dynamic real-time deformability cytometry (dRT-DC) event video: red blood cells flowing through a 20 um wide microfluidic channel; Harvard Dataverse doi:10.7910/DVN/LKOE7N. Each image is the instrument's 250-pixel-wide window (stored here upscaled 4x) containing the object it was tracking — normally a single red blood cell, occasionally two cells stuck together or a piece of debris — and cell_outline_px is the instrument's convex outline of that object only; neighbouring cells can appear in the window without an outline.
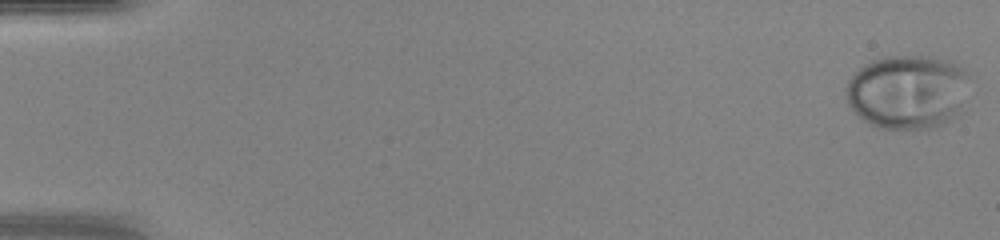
{"species": "human", "species_latin": "Homo sapiens", "temperature_condition": "warm", "stored_images_in_passage": 48, "camera_frame_rate_fps": 3000, "um_per_image_px": 0.085, "donor": {"sex": "female"}, "frame": {"image": 1, "passage_image": 1, "time_ms": 0.0, "image_size_px": [1000, 240], "cell_outline_px": [[968, 76], [964, 112], [960, 116], [944, 124], [932, 128], [884, 128], [868, 124], [848, 104], [844, 88], [848, 80], [864, 64], [872, 60], [884, 56], [932, 56], [948, 60], [964, 68], [968, 72]], "centroid_in_image_um": [77.19, 7.8], "position_along_channel_um": 7.8, "area_um2": 54.1}}
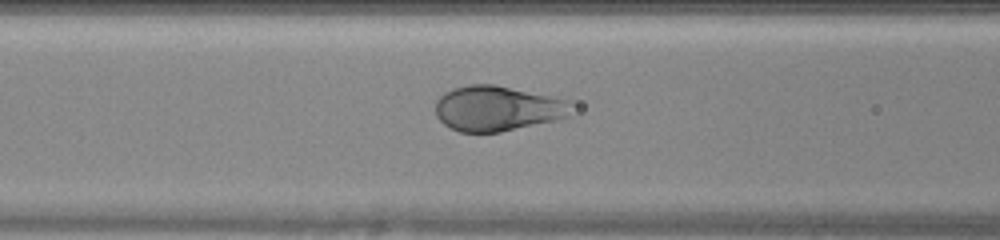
{"frame": {"image": 2, "passage_image": 21, "time_ms": 6.667, "image_size_px": [1000, 240], "cell_outline_px": [[572, 104], [568, 116], [556, 120], [500, 132], [460, 132], [444, 124], [436, 116], [436, 100], [444, 92], [452, 88], [468, 84], [496, 84], [572, 100]], "centroid_in_image_um": [42.28, 9.2], "position_along_channel_um": 124.3, "area_um2": 36.07}}
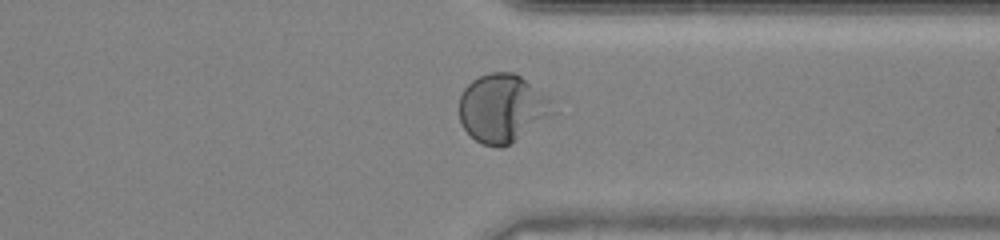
{"frame": {"image": 3, "passage_image": 38, "time_ms": 12.333, "image_size_px": [1000, 240], "cell_outline_px": [[552, 112], [508, 144], [500, 148], [496, 148], [484, 144], [476, 140], [464, 128], [460, 120], [460, 96], [464, 88], [472, 80], [480, 76], [492, 72], [512, 72], [520, 76], [548, 96], [552, 100]], "centroid_in_image_um": [42.64, 9.17], "position_along_channel_um": 368.8, "area_um2": 36.13}, "authors_computed_cell_mechanics": {"area_um2": 38.2058, "velocity_mm_per_s": 4.3181, "shape_relaxation_time_tau1_ms": 2.8542, "shape_relaxation_time_tau2_ms": null, "deformation_change_tau1": 0.2088, "deformation_change_tau2": null}}